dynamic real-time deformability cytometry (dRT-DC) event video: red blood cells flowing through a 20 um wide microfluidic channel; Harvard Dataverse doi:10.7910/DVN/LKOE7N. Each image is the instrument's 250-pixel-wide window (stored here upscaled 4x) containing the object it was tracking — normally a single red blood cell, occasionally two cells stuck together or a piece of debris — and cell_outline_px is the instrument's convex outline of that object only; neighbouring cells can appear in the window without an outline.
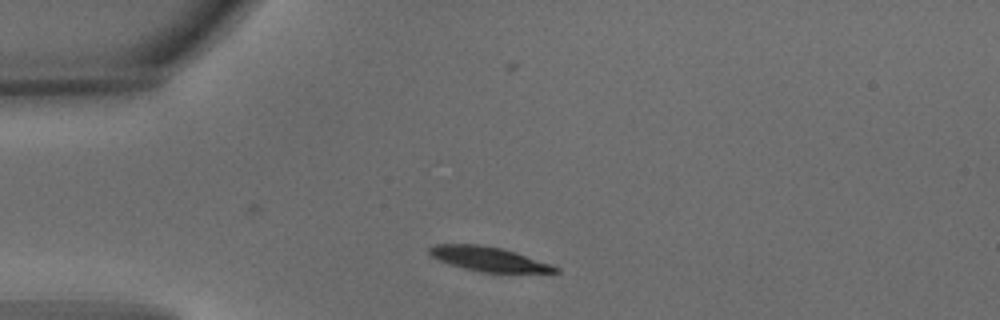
{"species": "common noctule bat (a hibernating species)", "species_latin": "Nyctalus noctula", "temperature_condition": "warm", "stored_images_in_passage": 5, "camera_frame_rate_fps": 3000, "um_per_image_px": 0.085, "animal": {"sex": "male", "body_mass_g": 15.6}, "frame": {"image": 1, "passage_image": 1, "time_ms": 0.0, "image_size_px": [1000, 320], "cell_outline_px": [[560, 272], [480, 272], [448, 264], [432, 256], [428, 252], [428, 248], [436, 244], [480, 244], [500, 248], [516, 252], [552, 264], [560, 268]], "centroid_in_image_um": [41.54, 22.01], "position_along_channel_um": 43.5, "area_um2": 17.86}}
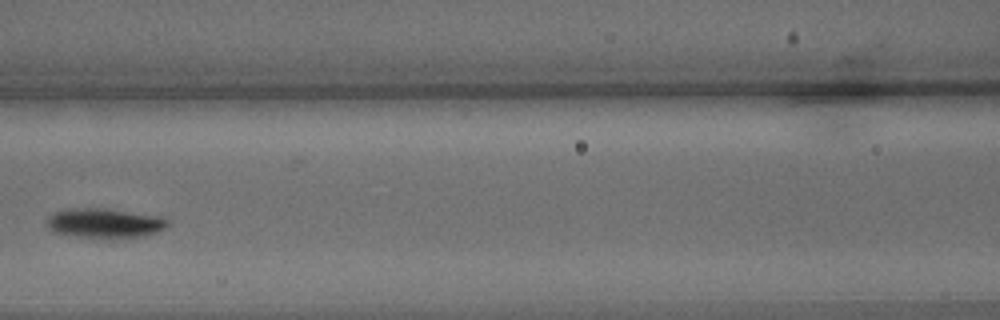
{"frame": {"image": 2, "passage_image": 4, "time_ms": 1.0, "image_size_px": [1000, 320], "cell_outline_px": [[168, 224], [164, 228], [156, 232], [144, 236], [112, 240], [108, 240], [76, 236], [52, 232], [48, 228], [44, 220], [48, 216], [56, 212], [68, 208], [108, 208], [164, 216], [168, 220]], "centroid_in_image_um": [8.89, 18.98], "position_along_channel_um": 157.7, "area_um2": 21.73}}
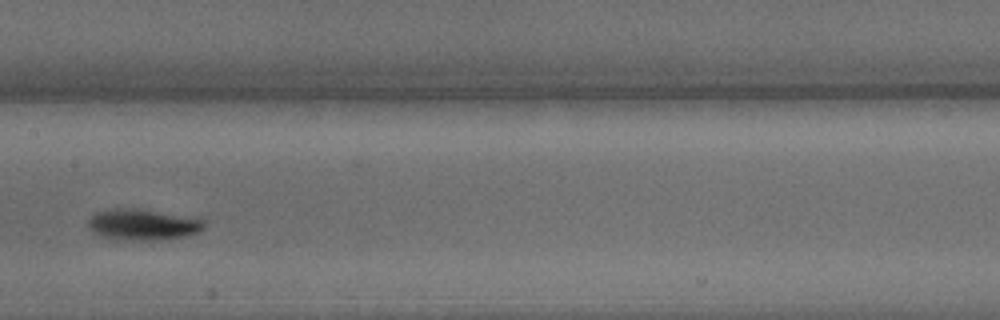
{"frame": {"image": 3, "passage_image": 5, "time_ms": 1.333, "image_size_px": [1000, 320], "cell_outline_px": [[204, 228], [188, 236], [152, 240], [124, 240], [104, 236], [92, 232], [88, 228], [88, 220], [96, 212], [116, 208], [136, 208], [200, 216], [204, 220]], "centroid_in_image_um": [12.21, 19.06], "position_along_channel_um": 195.2, "area_um2": 21.39}}